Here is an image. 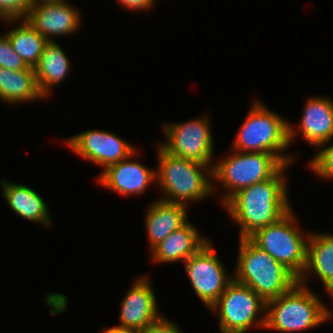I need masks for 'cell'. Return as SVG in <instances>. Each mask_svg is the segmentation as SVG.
Returning a JSON list of instances; mask_svg holds the SVG:
<instances>
[{
	"instance_id": "cell-1",
	"label": "cell",
	"mask_w": 333,
	"mask_h": 333,
	"mask_svg": "<svg viewBox=\"0 0 333 333\" xmlns=\"http://www.w3.org/2000/svg\"><path fill=\"white\" fill-rule=\"evenodd\" d=\"M288 167L284 165L272 178L239 190L223 205L240 227L239 238H250L292 209L285 175Z\"/></svg>"
},
{
	"instance_id": "cell-2",
	"label": "cell",
	"mask_w": 333,
	"mask_h": 333,
	"mask_svg": "<svg viewBox=\"0 0 333 333\" xmlns=\"http://www.w3.org/2000/svg\"><path fill=\"white\" fill-rule=\"evenodd\" d=\"M156 150V186L164 194L161 200L187 206L190 201L201 202L215 192L210 166L171 155L159 144Z\"/></svg>"
},
{
	"instance_id": "cell-3",
	"label": "cell",
	"mask_w": 333,
	"mask_h": 333,
	"mask_svg": "<svg viewBox=\"0 0 333 333\" xmlns=\"http://www.w3.org/2000/svg\"><path fill=\"white\" fill-rule=\"evenodd\" d=\"M238 253L233 279L249 286L265 303L289 291L298 283V278L290 270L250 238H239Z\"/></svg>"
},
{
	"instance_id": "cell-4",
	"label": "cell",
	"mask_w": 333,
	"mask_h": 333,
	"mask_svg": "<svg viewBox=\"0 0 333 333\" xmlns=\"http://www.w3.org/2000/svg\"><path fill=\"white\" fill-rule=\"evenodd\" d=\"M310 290L298 282L289 291L266 302L264 329L301 332L333 319V311Z\"/></svg>"
},
{
	"instance_id": "cell-5",
	"label": "cell",
	"mask_w": 333,
	"mask_h": 333,
	"mask_svg": "<svg viewBox=\"0 0 333 333\" xmlns=\"http://www.w3.org/2000/svg\"><path fill=\"white\" fill-rule=\"evenodd\" d=\"M251 106L230 149L237 152L274 154L285 165H291L294 155L285 153L290 146L287 119L268 109L259 99Z\"/></svg>"
},
{
	"instance_id": "cell-6",
	"label": "cell",
	"mask_w": 333,
	"mask_h": 333,
	"mask_svg": "<svg viewBox=\"0 0 333 333\" xmlns=\"http://www.w3.org/2000/svg\"><path fill=\"white\" fill-rule=\"evenodd\" d=\"M230 152L212 168V185L219 182L226 189V193L220 197L222 205L239 190L272 178L285 165L274 154L237 152L232 149Z\"/></svg>"
},
{
	"instance_id": "cell-7",
	"label": "cell",
	"mask_w": 333,
	"mask_h": 333,
	"mask_svg": "<svg viewBox=\"0 0 333 333\" xmlns=\"http://www.w3.org/2000/svg\"><path fill=\"white\" fill-rule=\"evenodd\" d=\"M296 217L291 209L278 222L258 230L250 239L299 279L306 267L311 232H300Z\"/></svg>"
},
{
	"instance_id": "cell-8",
	"label": "cell",
	"mask_w": 333,
	"mask_h": 333,
	"mask_svg": "<svg viewBox=\"0 0 333 333\" xmlns=\"http://www.w3.org/2000/svg\"><path fill=\"white\" fill-rule=\"evenodd\" d=\"M209 309L217 313L221 333H246L251 327H265L266 303L249 286L234 279Z\"/></svg>"
},
{
	"instance_id": "cell-9",
	"label": "cell",
	"mask_w": 333,
	"mask_h": 333,
	"mask_svg": "<svg viewBox=\"0 0 333 333\" xmlns=\"http://www.w3.org/2000/svg\"><path fill=\"white\" fill-rule=\"evenodd\" d=\"M163 127L166 142L159 145L166 152L213 168L214 142L209 117L202 115L185 123H165Z\"/></svg>"
},
{
	"instance_id": "cell-10",
	"label": "cell",
	"mask_w": 333,
	"mask_h": 333,
	"mask_svg": "<svg viewBox=\"0 0 333 333\" xmlns=\"http://www.w3.org/2000/svg\"><path fill=\"white\" fill-rule=\"evenodd\" d=\"M191 287L209 309L233 280L210 240L184 262Z\"/></svg>"
},
{
	"instance_id": "cell-11",
	"label": "cell",
	"mask_w": 333,
	"mask_h": 333,
	"mask_svg": "<svg viewBox=\"0 0 333 333\" xmlns=\"http://www.w3.org/2000/svg\"><path fill=\"white\" fill-rule=\"evenodd\" d=\"M66 144L74 153L95 163L103 170L111 164L128 158L136 149L118 135L105 130H85L67 139Z\"/></svg>"
},
{
	"instance_id": "cell-12",
	"label": "cell",
	"mask_w": 333,
	"mask_h": 333,
	"mask_svg": "<svg viewBox=\"0 0 333 333\" xmlns=\"http://www.w3.org/2000/svg\"><path fill=\"white\" fill-rule=\"evenodd\" d=\"M77 9L67 1L40 2L31 6L24 20L48 41H54V35L77 32L81 23Z\"/></svg>"
},
{
	"instance_id": "cell-13",
	"label": "cell",
	"mask_w": 333,
	"mask_h": 333,
	"mask_svg": "<svg viewBox=\"0 0 333 333\" xmlns=\"http://www.w3.org/2000/svg\"><path fill=\"white\" fill-rule=\"evenodd\" d=\"M148 277H137L122 300L118 325L141 333L163 314Z\"/></svg>"
},
{
	"instance_id": "cell-14",
	"label": "cell",
	"mask_w": 333,
	"mask_h": 333,
	"mask_svg": "<svg viewBox=\"0 0 333 333\" xmlns=\"http://www.w3.org/2000/svg\"><path fill=\"white\" fill-rule=\"evenodd\" d=\"M298 132L289 123V143L296 135L308 144L320 147L333 139V100L329 96H310L307 98L301 114Z\"/></svg>"
},
{
	"instance_id": "cell-15",
	"label": "cell",
	"mask_w": 333,
	"mask_h": 333,
	"mask_svg": "<svg viewBox=\"0 0 333 333\" xmlns=\"http://www.w3.org/2000/svg\"><path fill=\"white\" fill-rule=\"evenodd\" d=\"M135 154L137 151L128 158L106 167L98 176V183L126 197L144 194L150 184L156 183V171L133 161Z\"/></svg>"
},
{
	"instance_id": "cell-16",
	"label": "cell",
	"mask_w": 333,
	"mask_h": 333,
	"mask_svg": "<svg viewBox=\"0 0 333 333\" xmlns=\"http://www.w3.org/2000/svg\"><path fill=\"white\" fill-rule=\"evenodd\" d=\"M197 230L191 222L187 221L151 249L152 260L167 264L185 262L209 241Z\"/></svg>"
},
{
	"instance_id": "cell-17",
	"label": "cell",
	"mask_w": 333,
	"mask_h": 333,
	"mask_svg": "<svg viewBox=\"0 0 333 333\" xmlns=\"http://www.w3.org/2000/svg\"><path fill=\"white\" fill-rule=\"evenodd\" d=\"M187 206L161 200L153 201L146 210L145 227L149 250L188 220Z\"/></svg>"
},
{
	"instance_id": "cell-18",
	"label": "cell",
	"mask_w": 333,
	"mask_h": 333,
	"mask_svg": "<svg viewBox=\"0 0 333 333\" xmlns=\"http://www.w3.org/2000/svg\"><path fill=\"white\" fill-rule=\"evenodd\" d=\"M4 199L18 216L41 224L44 228L50 227L52 218L48 205L42 197L32 188L23 184H16L8 180L0 181Z\"/></svg>"
},
{
	"instance_id": "cell-19",
	"label": "cell",
	"mask_w": 333,
	"mask_h": 333,
	"mask_svg": "<svg viewBox=\"0 0 333 333\" xmlns=\"http://www.w3.org/2000/svg\"><path fill=\"white\" fill-rule=\"evenodd\" d=\"M310 274L317 275L327 293L333 291V233H310L306 267L298 282L307 286Z\"/></svg>"
},
{
	"instance_id": "cell-20",
	"label": "cell",
	"mask_w": 333,
	"mask_h": 333,
	"mask_svg": "<svg viewBox=\"0 0 333 333\" xmlns=\"http://www.w3.org/2000/svg\"><path fill=\"white\" fill-rule=\"evenodd\" d=\"M70 67V60L65 50L55 40L48 41L38 64L34 67L37 85L46 99L52 87L61 83L69 74Z\"/></svg>"
},
{
	"instance_id": "cell-21",
	"label": "cell",
	"mask_w": 333,
	"mask_h": 333,
	"mask_svg": "<svg viewBox=\"0 0 333 333\" xmlns=\"http://www.w3.org/2000/svg\"><path fill=\"white\" fill-rule=\"evenodd\" d=\"M45 99L39 90L35 70L32 67L13 71L0 67V100L18 104Z\"/></svg>"
},
{
	"instance_id": "cell-22",
	"label": "cell",
	"mask_w": 333,
	"mask_h": 333,
	"mask_svg": "<svg viewBox=\"0 0 333 333\" xmlns=\"http://www.w3.org/2000/svg\"><path fill=\"white\" fill-rule=\"evenodd\" d=\"M16 22L14 29L6 32L12 48L22 58L28 67L34 68L43 53V48L48 40L39 34L24 19L22 20H5L3 23L11 24ZM19 22V23H18Z\"/></svg>"
},
{
	"instance_id": "cell-23",
	"label": "cell",
	"mask_w": 333,
	"mask_h": 333,
	"mask_svg": "<svg viewBox=\"0 0 333 333\" xmlns=\"http://www.w3.org/2000/svg\"><path fill=\"white\" fill-rule=\"evenodd\" d=\"M327 144L329 145L326 146ZM319 148L322 149L309 161L308 166L318 177L324 178L325 180L328 178L331 179L333 178V143L330 144L329 141Z\"/></svg>"
},
{
	"instance_id": "cell-24",
	"label": "cell",
	"mask_w": 333,
	"mask_h": 333,
	"mask_svg": "<svg viewBox=\"0 0 333 333\" xmlns=\"http://www.w3.org/2000/svg\"><path fill=\"white\" fill-rule=\"evenodd\" d=\"M32 5V0H0V20L25 19Z\"/></svg>"
},
{
	"instance_id": "cell-25",
	"label": "cell",
	"mask_w": 333,
	"mask_h": 333,
	"mask_svg": "<svg viewBox=\"0 0 333 333\" xmlns=\"http://www.w3.org/2000/svg\"><path fill=\"white\" fill-rule=\"evenodd\" d=\"M0 67L13 71L27 69L28 66L14 51L6 34L0 36Z\"/></svg>"
},
{
	"instance_id": "cell-26",
	"label": "cell",
	"mask_w": 333,
	"mask_h": 333,
	"mask_svg": "<svg viewBox=\"0 0 333 333\" xmlns=\"http://www.w3.org/2000/svg\"><path fill=\"white\" fill-rule=\"evenodd\" d=\"M141 333H182L180 328L167 317L161 316Z\"/></svg>"
},
{
	"instance_id": "cell-27",
	"label": "cell",
	"mask_w": 333,
	"mask_h": 333,
	"mask_svg": "<svg viewBox=\"0 0 333 333\" xmlns=\"http://www.w3.org/2000/svg\"><path fill=\"white\" fill-rule=\"evenodd\" d=\"M122 8L128 9V10H138L139 11H146L150 8H153V6L156 4L155 2L158 0H117Z\"/></svg>"
},
{
	"instance_id": "cell-28",
	"label": "cell",
	"mask_w": 333,
	"mask_h": 333,
	"mask_svg": "<svg viewBox=\"0 0 333 333\" xmlns=\"http://www.w3.org/2000/svg\"><path fill=\"white\" fill-rule=\"evenodd\" d=\"M101 333H139L133 329L125 328L119 325H115L114 327H108L103 329Z\"/></svg>"
},
{
	"instance_id": "cell-29",
	"label": "cell",
	"mask_w": 333,
	"mask_h": 333,
	"mask_svg": "<svg viewBox=\"0 0 333 333\" xmlns=\"http://www.w3.org/2000/svg\"><path fill=\"white\" fill-rule=\"evenodd\" d=\"M52 1H67V0H32V3L36 4L40 2H52Z\"/></svg>"
},
{
	"instance_id": "cell-30",
	"label": "cell",
	"mask_w": 333,
	"mask_h": 333,
	"mask_svg": "<svg viewBox=\"0 0 333 333\" xmlns=\"http://www.w3.org/2000/svg\"><path fill=\"white\" fill-rule=\"evenodd\" d=\"M328 295L330 296L331 301H333V291L330 294H328Z\"/></svg>"
}]
</instances>
